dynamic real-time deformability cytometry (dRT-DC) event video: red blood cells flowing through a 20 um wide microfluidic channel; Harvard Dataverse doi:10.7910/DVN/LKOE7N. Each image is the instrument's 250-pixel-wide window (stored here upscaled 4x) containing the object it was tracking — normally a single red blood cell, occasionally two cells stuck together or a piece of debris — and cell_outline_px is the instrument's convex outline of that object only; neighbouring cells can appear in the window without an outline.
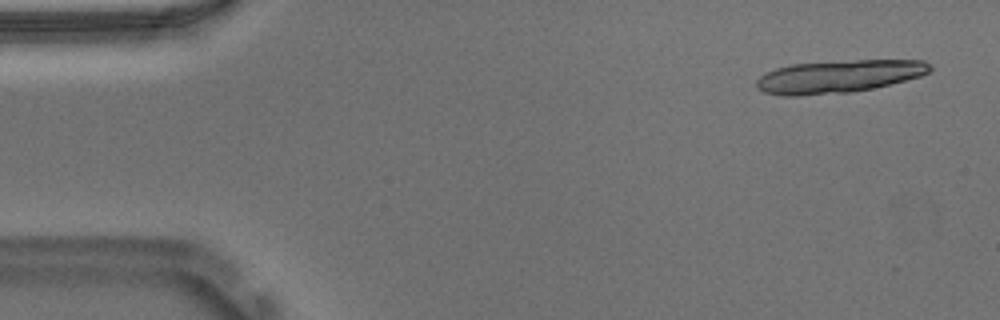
{"species": "Egyptian fruit bat (a non-hibernating species)", "species_latin": "Rousettus aegyptiacus", "temperature_condition": "warm", "stored_images_in_passage": 16, "camera_frame_rate_fps": 3000, "um_per_image_px": 0.085, "animal": {"sex": "male"}, "frame": {"image": 1, "passage_image": 1, "time_ms": 0.0, "image_size_px": [1000, 320], "cell_outline_px": [[932, 72], [920, 76], [872, 88], [848, 92], [796, 96], [780, 96], [764, 92], [756, 88], [756, 80], [760, 76], [776, 68], [792, 64], [856, 60], [924, 60], [932, 64]], "centroid_in_image_um": [71.29, 6.49], "position_along_channel_um": 13.7, "area_um2": 33.0}}